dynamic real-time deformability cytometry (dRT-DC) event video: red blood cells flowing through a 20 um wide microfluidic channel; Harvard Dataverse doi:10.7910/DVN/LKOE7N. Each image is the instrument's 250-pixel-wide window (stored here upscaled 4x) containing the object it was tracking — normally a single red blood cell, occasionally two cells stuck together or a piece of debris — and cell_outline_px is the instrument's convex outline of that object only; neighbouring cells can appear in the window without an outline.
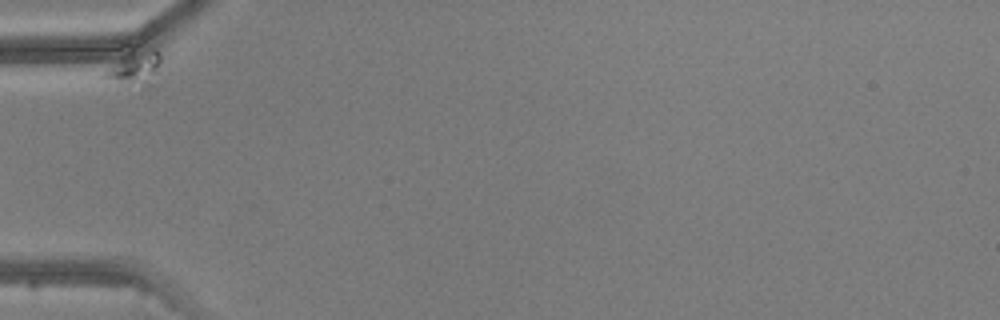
{"species": "common noctule bat (a hibernating species)", "species_latin": "Nyctalus noctula", "temperature_condition": "warm", "stored_images_in_passage": 3, "camera_frame_rate_fps": 3000, "um_per_image_px": 0.085, "animal": {"sex": "male", "body_mass_g": 20.5, "forearm_length_mm": 52.5}, "frame": {"image": 1, "passage_image": 1, "time_ms": 0.0, "image_size_px": [1000, 320], "cell_outline_px": [[160, 60], [156, 72], [148, 84], [144, 84], [100, 76], [120, 44], [128, 44], [152, 48], [160, 52]], "centroid_in_image_um": [11.31, 5.45], "position_along_channel_um": 73.7, "area_um2": 12.2}}